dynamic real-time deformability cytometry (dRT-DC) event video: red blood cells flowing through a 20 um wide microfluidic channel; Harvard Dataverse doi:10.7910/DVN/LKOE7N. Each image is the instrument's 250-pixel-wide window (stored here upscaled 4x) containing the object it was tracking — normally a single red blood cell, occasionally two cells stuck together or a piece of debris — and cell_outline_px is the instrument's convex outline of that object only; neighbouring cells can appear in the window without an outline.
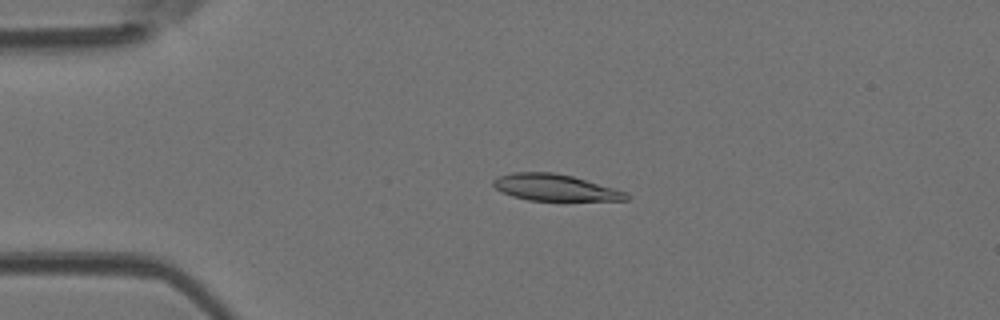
{"species": "Egyptian fruit bat (a non-hibernating species)", "species_latin": "Rousettus aegyptiacus", "temperature_condition": "room temperature", "stored_images_in_passage": 3, "camera_frame_rate_fps": 3000, "um_per_image_px": 0.085, "animal": {"sex": "female"}, "frame": {"image": 1, "passage_image": 3, "time_ms": 0.667, "image_size_px": [1000, 320], "cell_outline_px": [[632, 196], [628, 200], [528, 200], [512, 196], [496, 188], [492, 184], [492, 180], [500, 176], [512, 172], [552, 172], [572, 176], [628, 192]], "centroid_in_image_um": [47.2, 15.94], "position_along_channel_um": 37.8, "area_um2": 20.4}}